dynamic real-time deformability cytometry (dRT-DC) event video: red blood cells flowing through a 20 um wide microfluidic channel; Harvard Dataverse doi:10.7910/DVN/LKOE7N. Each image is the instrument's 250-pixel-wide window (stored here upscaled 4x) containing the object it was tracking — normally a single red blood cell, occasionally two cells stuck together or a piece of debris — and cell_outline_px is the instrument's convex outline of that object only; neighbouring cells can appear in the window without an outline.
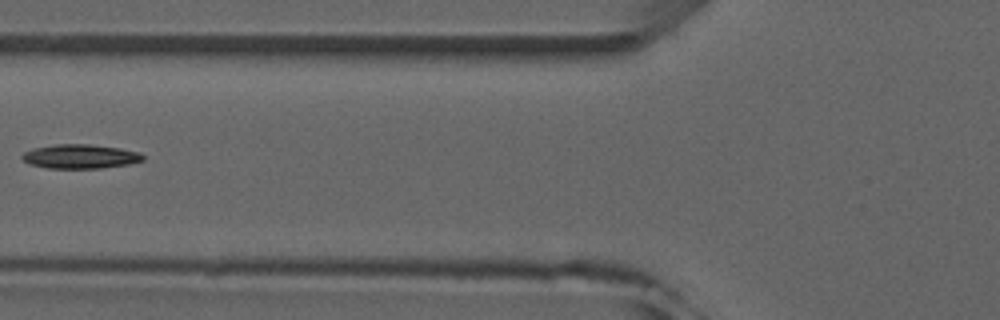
{"species": "common noctule bat (a hibernating species)", "species_latin": "Nyctalus noctula", "temperature_condition": "room temperature", "stored_images_in_passage": 6, "camera_frame_rate_fps": 3000, "um_per_image_px": 0.085, "animal": {"sex": "male", "forearm_length_mm": 52.5}, "frame": {"image": 1, "passage_image": 6, "time_ms": 5.667, "image_size_px": [1000, 320], "cell_outline_px": [[144, 160], [128, 164], [100, 168], [48, 168], [28, 164], [20, 156], [24, 152], [32, 148], [56, 144], [88, 144], [120, 148], [140, 152], [144, 156]], "centroid_in_image_um": [6.8, 13.29], "position_along_channel_um": 119.0, "area_um2": 17.05}}